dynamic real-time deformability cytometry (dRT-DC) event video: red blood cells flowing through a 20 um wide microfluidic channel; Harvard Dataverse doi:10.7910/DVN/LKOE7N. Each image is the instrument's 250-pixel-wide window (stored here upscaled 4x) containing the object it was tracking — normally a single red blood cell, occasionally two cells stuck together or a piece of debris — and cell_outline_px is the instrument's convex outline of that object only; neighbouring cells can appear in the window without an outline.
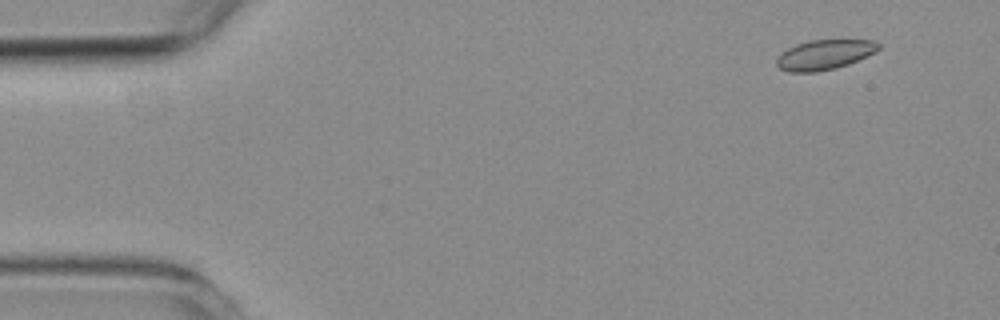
{"species": "common noctule bat (a hibernating species)", "species_latin": "Nyctalus noctula", "temperature_condition": "room temperature", "stored_images_in_passage": 55, "camera_frame_rate_fps": 3000, "um_per_image_px": 0.085, "animal": {"sex": "female", "body_mass_g": 19.3, "forearm_length_mm": 54.1}, "frame": {"image": 1, "passage_image": 5, "time_ms": 1.333, "image_size_px": [1000, 320], "cell_outline_px": [[880, 48], [848, 64], [836, 68], [816, 72], [788, 72], [780, 68], [776, 64], [776, 60], [788, 48], [796, 44], [808, 40], [872, 40], [880, 44]], "centroid_in_image_um": [70.05, 4.65], "position_along_channel_um": 15.0, "area_um2": 17.4}}
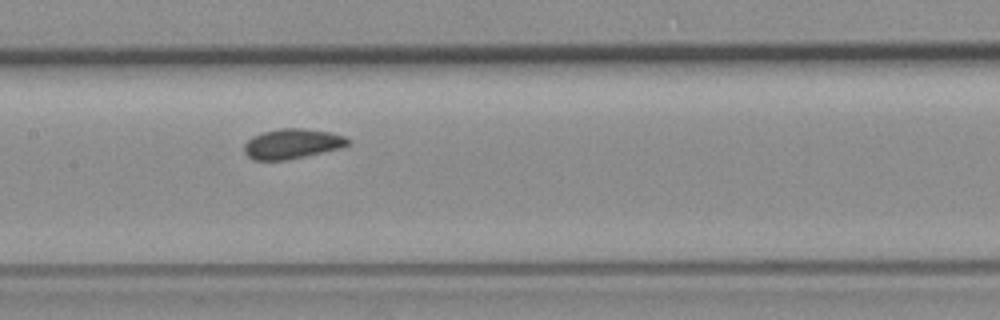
{"frame": {"image": 2, "passage_image": 27, "time_ms": 8.667, "image_size_px": [1000, 320], "cell_outline_px": [[352, 144], [340, 148], [304, 156], [284, 160], [252, 160], [244, 152], [244, 144], [252, 136], [264, 132], [280, 128], [300, 128], [328, 132], [344, 136], [352, 140]], "centroid_in_image_um": [24.84, 12.22], "position_along_channel_um": 182.6, "area_um2": 18.03}}
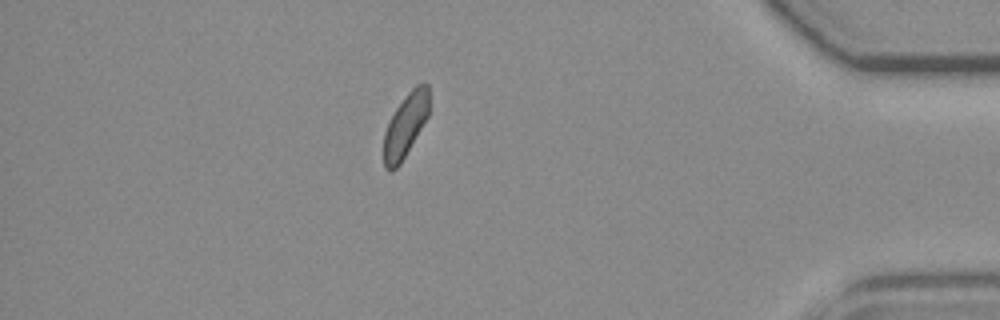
{"frame": {"image": 3, "passage_image": 48, "time_ms": 15.667, "image_size_px": [1000, 320], "cell_outline_px": [[428, 116], [400, 164], [392, 172], [388, 172], [384, 168], [384, 132], [388, 120], [396, 108], [408, 92], [416, 84], [428, 84]], "centroid_in_image_um": [34.43, 10.69], "position_along_channel_um": 400.8, "area_um2": 16.65}, "authors_computed_cell_mechanics": {"area_um2": 17.918, "velocity_mm_per_s": 3.7621, "shape_relaxation_time_tau1_ms": null, "shape_relaxation_time_tau2_ms": 2.9681, "deformation_change_tau1": null, "deformation_change_tau2": 0.0508}}